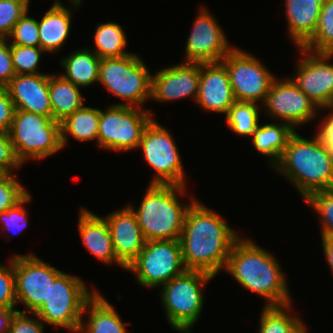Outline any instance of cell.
I'll list each match as a JSON object with an SVG mask.
<instances>
[{
  "label": "cell",
  "mask_w": 333,
  "mask_h": 333,
  "mask_svg": "<svg viewBox=\"0 0 333 333\" xmlns=\"http://www.w3.org/2000/svg\"><path fill=\"white\" fill-rule=\"evenodd\" d=\"M240 237L220 214L196 198L187 210L179 239L186 270L218 275L225 269L230 251Z\"/></svg>",
  "instance_id": "cell-1"
},
{
  "label": "cell",
  "mask_w": 333,
  "mask_h": 333,
  "mask_svg": "<svg viewBox=\"0 0 333 333\" xmlns=\"http://www.w3.org/2000/svg\"><path fill=\"white\" fill-rule=\"evenodd\" d=\"M281 268L274 254L251 238L240 237L230 251L225 271L247 291L263 296L264 306H286L293 300Z\"/></svg>",
  "instance_id": "cell-2"
},
{
  "label": "cell",
  "mask_w": 333,
  "mask_h": 333,
  "mask_svg": "<svg viewBox=\"0 0 333 333\" xmlns=\"http://www.w3.org/2000/svg\"><path fill=\"white\" fill-rule=\"evenodd\" d=\"M273 168L292 183L304 200L313 192L333 189V154L318 134L304 138L296 130Z\"/></svg>",
  "instance_id": "cell-3"
},
{
  "label": "cell",
  "mask_w": 333,
  "mask_h": 333,
  "mask_svg": "<svg viewBox=\"0 0 333 333\" xmlns=\"http://www.w3.org/2000/svg\"><path fill=\"white\" fill-rule=\"evenodd\" d=\"M147 187L137 209L130 203L127 205L134 212L145 241L179 240L187 210L196 199L191 197L188 204L180 202L179 196H184L187 186L149 184Z\"/></svg>",
  "instance_id": "cell-4"
},
{
  "label": "cell",
  "mask_w": 333,
  "mask_h": 333,
  "mask_svg": "<svg viewBox=\"0 0 333 333\" xmlns=\"http://www.w3.org/2000/svg\"><path fill=\"white\" fill-rule=\"evenodd\" d=\"M215 276L199 270H185L160 287V301L166 320L180 333H191L204 306L203 287Z\"/></svg>",
  "instance_id": "cell-5"
},
{
  "label": "cell",
  "mask_w": 333,
  "mask_h": 333,
  "mask_svg": "<svg viewBox=\"0 0 333 333\" xmlns=\"http://www.w3.org/2000/svg\"><path fill=\"white\" fill-rule=\"evenodd\" d=\"M98 83L103 84L110 95L124 101L114 105L143 109L142 105L151 99L152 73L145 61L133 52L123 57L102 58Z\"/></svg>",
  "instance_id": "cell-6"
},
{
  "label": "cell",
  "mask_w": 333,
  "mask_h": 333,
  "mask_svg": "<svg viewBox=\"0 0 333 333\" xmlns=\"http://www.w3.org/2000/svg\"><path fill=\"white\" fill-rule=\"evenodd\" d=\"M96 292L89 291L77 275L62 272L50 285L48 299L34 314L48 325L78 333L85 304Z\"/></svg>",
  "instance_id": "cell-7"
},
{
  "label": "cell",
  "mask_w": 333,
  "mask_h": 333,
  "mask_svg": "<svg viewBox=\"0 0 333 333\" xmlns=\"http://www.w3.org/2000/svg\"><path fill=\"white\" fill-rule=\"evenodd\" d=\"M8 133L23 164L28 159L42 160L63 149L60 122L53 117L15 110Z\"/></svg>",
  "instance_id": "cell-8"
},
{
  "label": "cell",
  "mask_w": 333,
  "mask_h": 333,
  "mask_svg": "<svg viewBox=\"0 0 333 333\" xmlns=\"http://www.w3.org/2000/svg\"><path fill=\"white\" fill-rule=\"evenodd\" d=\"M151 109L110 105L100 109L98 146L117 152L138 148L143 132L154 119Z\"/></svg>",
  "instance_id": "cell-9"
},
{
  "label": "cell",
  "mask_w": 333,
  "mask_h": 333,
  "mask_svg": "<svg viewBox=\"0 0 333 333\" xmlns=\"http://www.w3.org/2000/svg\"><path fill=\"white\" fill-rule=\"evenodd\" d=\"M143 152L144 160L155 170L150 184L186 185V177L173 135L153 119L143 132L137 150Z\"/></svg>",
  "instance_id": "cell-10"
},
{
  "label": "cell",
  "mask_w": 333,
  "mask_h": 333,
  "mask_svg": "<svg viewBox=\"0 0 333 333\" xmlns=\"http://www.w3.org/2000/svg\"><path fill=\"white\" fill-rule=\"evenodd\" d=\"M126 270L134 273L138 285L145 288H160L186 270L180 241H146L138 257Z\"/></svg>",
  "instance_id": "cell-11"
},
{
  "label": "cell",
  "mask_w": 333,
  "mask_h": 333,
  "mask_svg": "<svg viewBox=\"0 0 333 333\" xmlns=\"http://www.w3.org/2000/svg\"><path fill=\"white\" fill-rule=\"evenodd\" d=\"M221 62L226 67L235 100L263 105L276 78L268 67L238 46H234Z\"/></svg>",
  "instance_id": "cell-12"
},
{
  "label": "cell",
  "mask_w": 333,
  "mask_h": 333,
  "mask_svg": "<svg viewBox=\"0 0 333 333\" xmlns=\"http://www.w3.org/2000/svg\"><path fill=\"white\" fill-rule=\"evenodd\" d=\"M62 272L31 252L14 254L17 305L26 307L22 312L35 313L48 299L50 285Z\"/></svg>",
  "instance_id": "cell-13"
},
{
  "label": "cell",
  "mask_w": 333,
  "mask_h": 333,
  "mask_svg": "<svg viewBox=\"0 0 333 333\" xmlns=\"http://www.w3.org/2000/svg\"><path fill=\"white\" fill-rule=\"evenodd\" d=\"M262 108L269 117L289 124L294 130L314 120L320 110L292 78L287 77L274 79Z\"/></svg>",
  "instance_id": "cell-14"
},
{
  "label": "cell",
  "mask_w": 333,
  "mask_h": 333,
  "mask_svg": "<svg viewBox=\"0 0 333 333\" xmlns=\"http://www.w3.org/2000/svg\"><path fill=\"white\" fill-rule=\"evenodd\" d=\"M301 57L292 80L320 111L333 107V53H318L297 47ZM305 55V56H304Z\"/></svg>",
  "instance_id": "cell-15"
},
{
  "label": "cell",
  "mask_w": 333,
  "mask_h": 333,
  "mask_svg": "<svg viewBox=\"0 0 333 333\" xmlns=\"http://www.w3.org/2000/svg\"><path fill=\"white\" fill-rule=\"evenodd\" d=\"M215 18L206 8L201 7L185 44L184 62H221L234 48Z\"/></svg>",
  "instance_id": "cell-16"
},
{
  "label": "cell",
  "mask_w": 333,
  "mask_h": 333,
  "mask_svg": "<svg viewBox=\"0 0 333 333\" xmlns=\"http://www.w3.org/2000/svg\"><path fill=\"white\" fill-rule=\"evenodd\" d=\"M200 63L182 62L152 74L151 100L171 102L191 98L196 102Z\"/></svg>",
  "instance_id": "cell-17"
},
{
  "label": "cell",
  "mask_w": 333,
  "mask_h": 333,
  "mask_svg": "<svg viewBox=\"0 0 333 333\" xmlns=\"http://www.w3.org/2000/svg\"><path fill=\"white\" fill-rule=\"evenodd\" d=\"M232 86L222 62L200 63V82L196 103L205 111L226 115L235 103Z\"/></svg>",
  "instance_id": "cell-18"
},
{
  "label": "cell",
  "mask_w": 333,
  "mask_h": 333,
  "mask_svg": "<svg viewBox=\"0 0 333 333\" xmlns=\"http://www.w3.org/2000/svg\"><path fill=\"white\" fill-rule=\"evenodd\" d=\"M103 218L110 229L116 258L127 268L138 257L146 242L136 216L125 205Z\"/></svg>",
  "instance_id": "cell-19"
},
{
  "label": "cell",
  "mask_w": 333,
  "mask_h": 333,
  "mask_svg": "<svg viewBox=\"0 0 333 333\" xmlns=\"http://www.w3.org/2000/svg\"><path fill=\"white\" fill-rule=\"evenodd\" d=\"M15 110L53 117L49 73L16 74L6 86Z\"/></svg>",
  "instance_id": "cell-20"
},
{
  "label": "cell",
  "mask_w": 333,
  "mask_h": 333,
  "mask_svg": "<svg viewBox=\"0 0 333 333\" xmlns=\"http://www.w3.org/2000/svg\"><path fill=\"white\" fill-rule=\"evenodd\" d=\"M78 215V231L87 250L105 265L116 264L126 269L116 258L106 220L85 207H80Z\"/></svg>",
  "instance_id": "cell-21"
},
{
  "label": "cell",
  "mask_w": 333,
  "mask_h": 333,
  "mask_svg": "<svg viewBox=\"0 0 333 333\" xmlns=\"http://www.w3.org/2000/svg\"><path fill=\"white\" fill-rule=\"evenodd\" d=\"M287 32L296 47L315 33L324 0H284Z\"/></svg>",
  "instance_id": "cell-22"
},
{
  "label": "cell",
  "mask_w": 333,
  "mask_h": 333,
  "mask_svg": "<svg viewBox=\"0 0 333 333\" xmlns=\"http://www.w3.org/2000/svg\"><path fill=\"white\" fill-rule=\"evenodd\" d=\"M72 12L60 0H54L49 10L38 21L39 47L48 54L56 53L70 36Z\"/></svg>",
  "instance_id": "cell-23"
},
{
  "label": "cell",
  "mask_w": 333,
  "mask_h": 333,
  "mask_svg": "<svg viewBox=\"0 0 333 333\" xmlns=\"http://www.w3.org/2000/svg\"><path fill=\"white\" fill-rule=\"evenodd\" d=\"M84 315L88 318L86 322L81 320L78 333H128L127 322L122 321L114 306L98 290L86 302Z\"/></svg>",
  "instance_id": "cell-24"
},
{
  "label": "cell",
  "mask_w": 333,
  "mask_h": 333,
  "mask_svg": "<svg viewBox=\"0 0 333 333\" xmlns=\"http://www.w3.org/2000/svg\"><path fill=\"white\" fill-rule=\"evenodd\" d=\"M295 131L284 122L277 121L262 125L259 123L251 136V141L254 149L269 158V165L274 167L279 162L290 136Z\"/></svg>",
  "instance_id": "cell-25"
},
{
  "label": "cell",
  "mask_w": 333,
  "mask_h": 333,
  "mask_svg": "<svg viewBox=\"0 0 333 333\" xmlns=\"http://www.w3.org/2000/svg\"><path fill=\"white\" fill-rule=\"evenodd\" d=\"M101 59L89 48L75 50L60 60L65 73L61 75L80 88L98 83Z\"/></svg>",
  "instance_id": "cell-26"
},
{
  "label": "cell",
  "mask_w": 333,
  "mask_h": 333,
  "mask_svg": "<svg viewBox=\"0 0 333 333\" xmlns=\"http://www.w3.org/2000/svg\"><path fill=\"white\" fill-rule=\"evenodd\" d=\"M79 88L60 73H49V97L54 120L61 122L84 105L85 97Z\"/></svg>",
  "instance_id": "cell-27"
},
{
  "label": "cell",
  "mask_w": 333,
  "mask_h": 333,
  "mask_svg": "<svg viewBox=\"0 0 333 333\" xmlns=\"http://www.w3.org/2000/svg\"><path fill=\"white\" fill-rule=\"evenodd\" d=\"M99 119L100 109L88 107L85 104L64 118L60 122L63 149L68 144L69 136L81 142L96 141L98 146Z\"/></svg>",
  "instance_id": "cell-28"
},
{
  "label": "cell",
  "mask_w": 333,
  "mask_h": 333,
  "mask_svg": "<svg viewBox=\"0 0 333 333\" xmlns=\"http://www.w3.org/2000/svg\"><path fill=\"white\" fill-rule=\"evenodd\" d=\"M292 308V303L286 306H263L258 333H307V326L292 313Z\"/></svg>",
  "instance_id": "cell-29"
},
{
  "label": "cell",
  "mask_w": 333,
  "mask_h": 333,
  "mask_svg": "<svg viewBox=\"0 0 333 333\" xmlns=\"http://www.w3.org/2000/svg\"><path fill=\"white\" fill-rule=\"evenodd\" d=\"M122 26L115 22L101 23L94 33L93 52L100 58L123 57L131 52L126 51L127 36Z\"/></svg>",
  "instance_id": "cell-30"
},
{
  "label": "cell",
  "mask_w": 333,
  "mask_h": 333,
  "mask_svg": "<svg viewBox=\"0 0 333 333\" xmlns=\"http://www.w3.org/2000/svg\"><path fill=\"white\" fill-rule=\"evenodd\" d=\"M256 102L235 101L226 113L230 130L242 137L250 138L260 122L259 107Z\"/></svg>",
  "instance_id": "cell-31"
},
{
  "label": "cell",
  "mask_w": 333,
  "mask_h": 333,
  "mask_svg": "<svg viewBox=\"0 0 333 333\" xmlns=\"http://www.w3.org/2000/svg\"><path fill=\"white\" fill-rule=\"evenodd\" d=\"M312 52L333 53V0H324L316 31L302 46Z\"/></svg>",
  "instance_id": "cell-32"
},
{
  "label": "cell",
  "mask_w": 333,
  "mask_h": 333,
  "mask_svg": "<svg viewBox=\"0 0 333 333\" xmlns=\"http://www.w3.org/2000/svg\"><path fill=\"white\" fill-rule=\"evenodd\" d=\"M304 201L319 216L321 237H333V189L313 192Z\"/></svg>",
  "instance_id": "cell-33"
},
{
  "label": "cell",
  "mask_w": 333,
  "mask_h": 333,
  "mask_svg": "<svg viewBox=\"0 0 333 333\" xmlns=\"http://www.w3.org/2000/svg\"><path fill=\"white\" fill-rule=\"evenodd\" d=\"M46 53L40 47L11 44L13 67L16 74H39L42 54Z\"/></svg>",
  "instance_id": "cell-34"
},
{
  "label": "cell",
  "mask_w": 333,
  "mask_h": 333,
  "mask_svg": "<svg viewBox=\"0 0 333 333\" xmlns=\"http://www.w3.org/2000/svg\"><path fill=\"white\" fill-rule=\"evenodd\" d=\"M29 10L16 22L9 38L13 45L39 47L38 20L29 17Z\"/></svg>",
  "instance_id": "cell-35"
},
{
  "label": "cell",
  "mask_w": 333,
  "mask_h": 333,
  "mask_svg": "<svg viewBox=\"0 0 333 333\" xmlns=\"http://www.w3.org/2000/svg\"><path fill=\"white\" fill-rule=\"evenodd\" d=\"M29 0H0V38H7L16 22L29 10Z\"/></svg>",
  "instance_id": "cell-36"
},
{
  "label": "cell",
  "mask_w": 333,
  "mask_h": 333,
  "mask_svg": "<svg viewBox=\"0 0 333 333\" xmlns=\"http://www.w3.org/2000/svg\"><path fill=\"white\" fill-rule=\"evenodd\" d=\"M32 200L31 193H28L20 202L14 207L8 209L6 212L0 213V227L1 230H7L5 233L19 234L21 231L27 228V211L24 207L25 204L30 203Z\"/></svg>",
  "instance_id": "cell-37"
},
{
  "label": "cell",
  "mask_w": 333,
  "mask_h": 333,
  "mask_svg": "<svg viewBox=\"0 0 333 333\" xmlns=\"http://www.w3.org/2000/svg\"><path fill=\"white\" fill-rule=\"evenodd\" d=\"M10 260V261H9ZM8 264L0 263V308L15 309L17 305L14 255L10 257Z\"/></svg>",
  "instance_id": "cell-38"
},
{
  "label": "cell",
  "mask_w": 333,
  "mask_h": 333,
  "mask_svg": "<svg viewBox=\"0 0 333 333\" xmlns=\"http://www.w3.org/2000/svg\"><path fill=\"white\" fill-rule=\"evenodd\" d=\"M16 174H8L0 181V213L6 212L20 202L28 193Z\"/></svg>",
  "instance_id": "cell-39"
},
{
  "label": "cell",
  "mask_w": 333,
  "mask_h": 333,
  "mask_svg": "<svg viewBox=\"0 0 333 333\" xmlns=\"http://www.w3.org/2000/svg\"><path fill=\"white\" fill-rule=\"evenodd\" d=\"M30 312L17 310L10 319L7 333H44V322L38 317H30Z\"/></svg>",
  "instance_id": "cell-40"
},
{
  "label": "cell",
  "mask_w": 333,
  "mask_h": 333,
  "mask_svg": "<svg viewBox=\"0 0 333 333\" xmlns=\"http://www.w3.org/2000/svg\"><path fill=\"white\" fill-rule=\"evenodd\" d=\"M22 165L23 163L17 156L9 133L0 132V167L8 174H14L13 171L19 169Z\"/></svg>",
  "instance_id": "cell-41"
},
{
  "label": "cell",
  "mask_w": 333,
  "mask_h": 333,
  "mask_svg": "<svg viewBox=\"0 0 333 333\" xmlns=\"http://www.w3.org/2000/svg\"><path fill=\"white\" fill-rule=\"evenodd\" d=\"M8 38H0V87H6L16 75Z\"/></svg>",
  "instance_id": "cell-42"
},
{
  "label": "cell",
  "mask_w": 333,
  "mask_h": 333,
  "mask_svg": "<svg viewBox=\"0 0 333 333\" xmlns=\"http://www.w3.org/2000/svg\"><path fill=\"white\" fill-rule=\"evenodd\" d=\"M15 112L14 103L6 87H0V132L8 133Z\"/></svg>",
  "instance_id": "cell-43"
},
{
  "label": "cell",
  "mask_w": 333,
  "mask_h": 333,
  "mask_svg": "<svg viewBox=\"0 0 333 333\" xmlns=\"http://www.w3.org/2000/svg\"><path fill=\"white\" fill-rule=\"evenodd\" d=\"M328 111H332L330 115L328 114L327 118L321 121V125L318 129V135L325 144V146L329 149V151L333 154V107L327 108Z\"/></svg>",
  "instance_id": "cell-44"
},
{
  "label": "cell",
  "mask_w": 333,
  "mask_h": 333,
  "mask_svg": "<svg viewBox=\"0 0 333 333\" xmlns=\"http://www.w3.org/2000/svg\"><path fill=\"white\" fill-rule=\"evenodd\" d=\"M324 256L333 275V237H320Z\"/></svg>",
  "instance_id": "cell-45"
},
{
  "label": "cell",
  "mask_w": 333,
  "mask_h": 333,
  "mask_svg": "<svg viewBox=\"0 0 333 333\" xmlns=\"http://www.w3.org/2000/svg\"><path fill=\"white\" fill-rule=\"evenodd\" d=\"M16 309L0 308V333H7L12 315Z\"/></svg>",
  "instance_id": "cell-46"
},
{
  "label": "cell",
  "mask_w": 333,
  "mask_h": 333,
  "mask_svg": "<svg viewBox=\"0 0 333 333\" xmlns=\"http://www.w3.org/2000/svg\"><path fill=\"white\" fill-rule=\"evenodd\" d=\"M71 2H72L73 7H76V9H77L78 7H80L82 5L83 0H70V3Z\"/></svg>",
  "instance_id": "cell-47"
},
{
  "label": "cell",
  "mask_w": 333,
  "mask_h": 333,
  "mask_svg": "<svg viewBox=\"0 0 333 333\" xmlns=\"http://www.w3.org/2000/svg\"><path fill=\"white\" fill-rule=\"evenodd\" d=\"M8 175V173L0 167V181L5 178Z\"/></svg>",
  "instance_id": "cell-48"
}]
</instances>
